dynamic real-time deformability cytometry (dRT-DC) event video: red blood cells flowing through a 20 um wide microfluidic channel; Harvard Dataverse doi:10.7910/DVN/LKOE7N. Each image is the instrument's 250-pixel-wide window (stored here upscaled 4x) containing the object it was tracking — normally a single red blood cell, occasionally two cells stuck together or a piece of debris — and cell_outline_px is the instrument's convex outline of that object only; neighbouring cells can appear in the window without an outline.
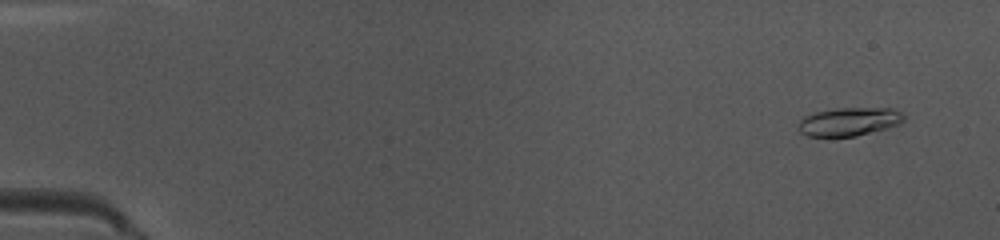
{"species": "common noctule bat (a hibernating species)", "species_latin": "Nyctalus noctula", "temperature_condition": "warm", "stored_images_in_passage": 50, "camera_frame_rate_fps": 3000, "um_per_image_px": 0.085, "animal": {"sex": "female", "body_mass_g": 10.0, "forearm_length_mm": 53.1}, "frame": {"image": 1, "passage_image": 4, "time_ms": 1.0, "image_size_px": [1000, 240], "cell_outline_px": [[904, 120], [900, 124], [856, 136], [808, 136], [800, 132], [800, 120], [804, 116], [816, 112], [836, 108], [892, 108], [900, 112], [904, 116]], "centroid_in_image_um": [72.19, 10.33], "position_along_channel_um": 12.8, "area_um2": 17.22}}
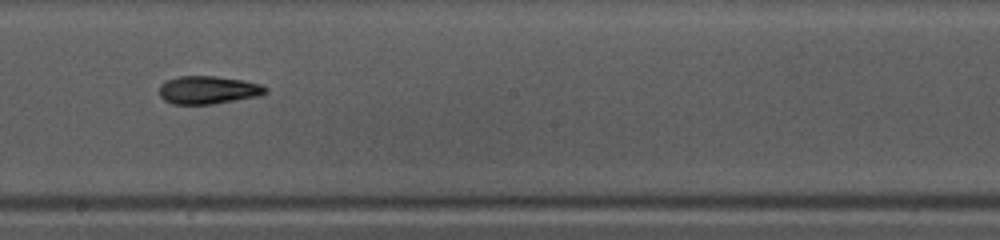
{"frame": {"image": 2, "passage_image": 29, "time_ms": 9.333, "image_size_px": [1000, 240], "cell_outline_px": [[268, 92], [256, 96], [212, 104], [172, 104], [164, 100], [160, 96], [160, 84], [168, 80], [180, 76], [216, 76], [244, 80], [260, 84], [268, 88]], "centroid_in_image_um": [17.69, 7.64], "position_along_channel_um": 230.5, "area_um2": 17.22}}
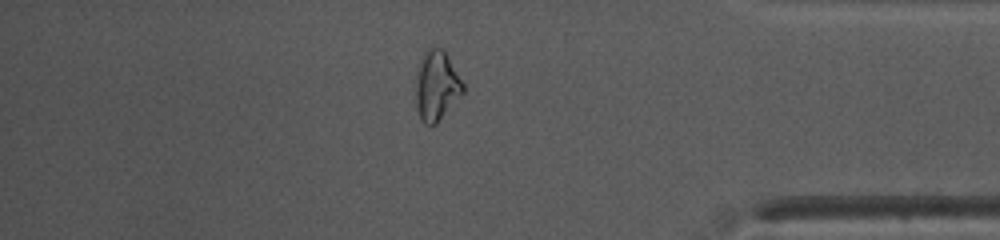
{"frame": {"image": 3, "passage_image": 43, "time_ms": 14.0, "image_size_px": [1000, 240], "cell_outline_px": [[464, 92], [436, 124], [424, 124], [420, 120], [416, 108], [416, 68], [424, 52], [428, 48], [444, 48], [464, 84]], "centroid_in_image_um": [37.1, 7.27], "position_along_channel_um": 398.1, "area_um2": 19.42}, "authors_computed_cell_mechanics": {"area_um2": 17.3111, "velocity_mm_per_s": 4.0819, "shape_relaxation_time_tau1_ms": 7.0198, "shape_relaxation_time_tau2_ms": 2.6147, "deformation_change_tau1": 0.2156, "deformation_change_tau2": 0.1029}}